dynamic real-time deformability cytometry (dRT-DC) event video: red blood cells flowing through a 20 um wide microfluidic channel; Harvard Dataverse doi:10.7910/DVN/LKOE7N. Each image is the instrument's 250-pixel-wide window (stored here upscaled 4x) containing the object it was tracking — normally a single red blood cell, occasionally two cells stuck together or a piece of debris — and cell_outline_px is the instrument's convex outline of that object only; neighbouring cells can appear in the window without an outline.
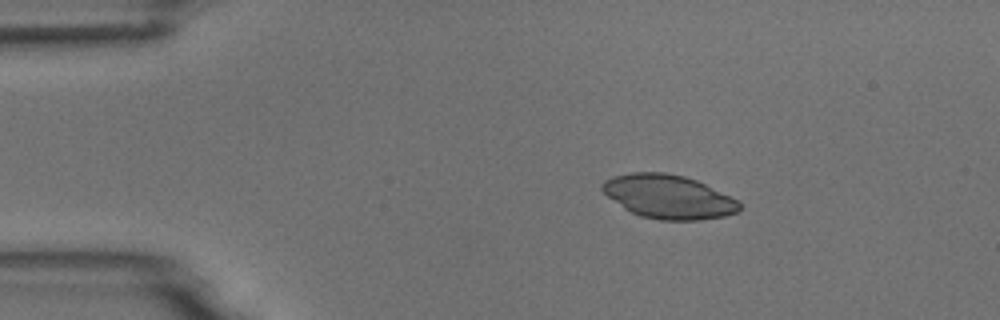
{"species": "common noctule bat (a hibernating species)", "species_latin": "Nyctalus noctula", "temperature_condition": "room temperature", "stored_images_in_passage": 5, "camera_frame_rate_fps": 3000, "um_per_image_px": 0.085, "animal": {"sex": "male", "body_mass_g": 18.8}, "frame": {"image": 1, "passage_image": 1, "time_ms": 0.0, "image_size_px": [1000, 320], "cell_outline_px": [[740, 208], [736, 212], [724, 216], [700, 220], [660, 220], [640, 216], [624, 208], [608, 196], [600, 188], [600, 184], [604, 180], [612, 176], [632, 172], [664, 172], [684, 176], [696, 180], [740, 200]], "centroid_in_image_um": [56.81, 16.71], "position_along_channel_um": 28.2, "area_um2": 35.03}}